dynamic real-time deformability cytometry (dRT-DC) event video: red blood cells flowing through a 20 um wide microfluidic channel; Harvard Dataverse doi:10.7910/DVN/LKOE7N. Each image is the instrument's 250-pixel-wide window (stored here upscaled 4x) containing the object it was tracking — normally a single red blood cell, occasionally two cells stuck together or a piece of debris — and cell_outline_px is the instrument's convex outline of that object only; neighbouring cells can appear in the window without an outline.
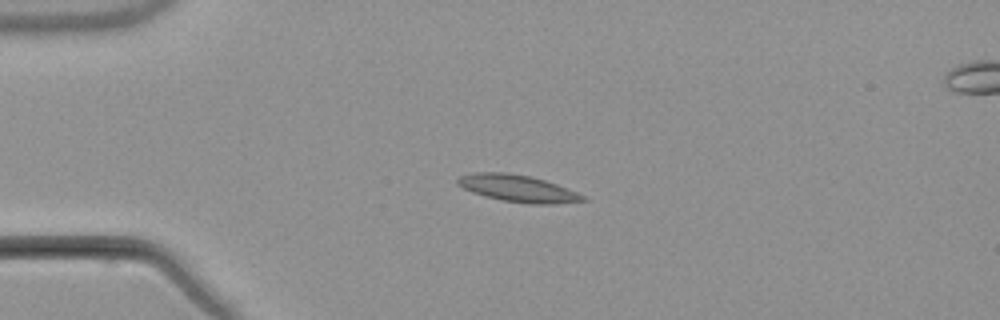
{"species": "common noctule bat (a hibernating species)", "species_latin": "Nyctalus noctula", "temperature_condition": "warm", "stored_images_in_passage": 5, "camera_frame_rate_fps": 3000, "um_per_image_px": 0.085, "animal": {"sex": "male", "body_mass_g": 21.5, "forearm_length_mm": 52.0}, "frame": {"image": 1, "passage_image": 1, "time_ms": 0.0, "image_size_px": [1000, 320], "cell_outline_px": [[588, 200], [556, 204], [528, 204], [500, 200], [484, 196], [472, 192], [456, 184], [456, 180], [460, 176], [472, 172], [508, 172], [532, 176], [556, 184], [576, 192], [584, 196]], "centroid_in_image_um": [43.98, 16.01], "position_along_channel_um": 41.0, "area_um2": 19.83}}
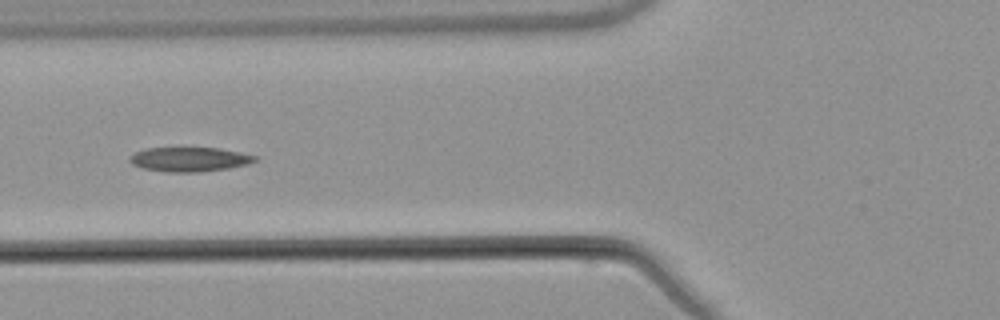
{"frame": {"image": 2, "passage_image": 3, "time_ms": 2.667, "image_size_px": [1000, 320], "cell_outline_px": [[256, 160], [248, 164], [228, 168], [200, 172], [164, 172], [144, 168], [132, 164], [128, 160], [136, 152], [148, 148], [216, 148], [240, 152], [256, 156]], "centroid_in_image_um": [16.11, 13.55], "position_along_channel_um": 109.7, "area_um2": 17.57}}
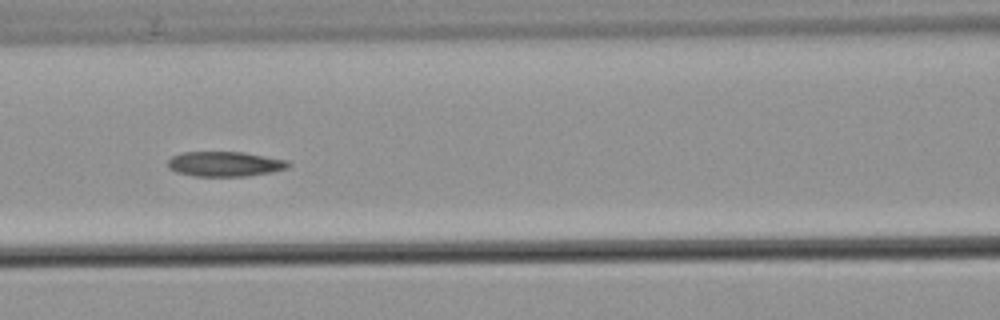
{"frame": {"image": 3, "passage_image": 4, "time_ms": 3.667, "image_size_px": [1000, 320], "cell_outline_px": [[292, 164], [288, 168], [272, 172], [248, 176], [196, 176], [176, 172], [168, 168], [168, 160], [172, 156], [180, 152], [244, 152], [288, 160]], "centroid_in_image_um": [19.14, 13.93], "position_along_channel_um": 147.5, "area_um2": 17.69}}